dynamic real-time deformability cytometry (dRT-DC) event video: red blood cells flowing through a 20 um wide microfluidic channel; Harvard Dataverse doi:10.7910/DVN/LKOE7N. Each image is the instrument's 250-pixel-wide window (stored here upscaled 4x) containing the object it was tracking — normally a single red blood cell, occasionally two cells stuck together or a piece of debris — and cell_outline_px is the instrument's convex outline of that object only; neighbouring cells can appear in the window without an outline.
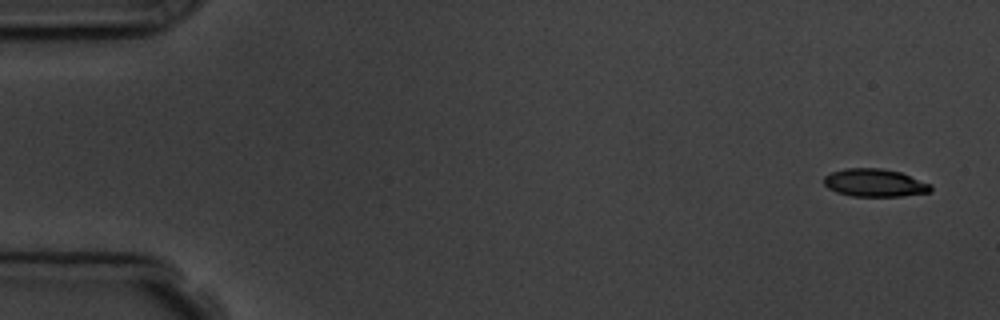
{"species": "common noctule bat (a hibernating species)", "species_latin": "Nyctalus noctula", "temperature_condition": "room temperature", "stored_images_in_passage": 5, "camera_frame_rate_fps": 3000, "um_per_image_px": 0.085, "animal": {"sex": "male", "body_mass_g": 19.5, "forearm_length_mm": 54.6}, "frame": {"image": 1, "passage_image": 1, "time_ms": 0.0, "image_size_px": [1000, 320], "cell_outline_px": [[932, 192], [904, 196], [852, 196], [836, 192], [828, 188], [824, 184], [824, 176], [832, 172], [844, 168], [880, 168], [900, 172], [932, 184]], "centroid_in_image_um": [74.37, 15.54], "position_along_channel_um": 10.6, "area_um2": 17.46}}
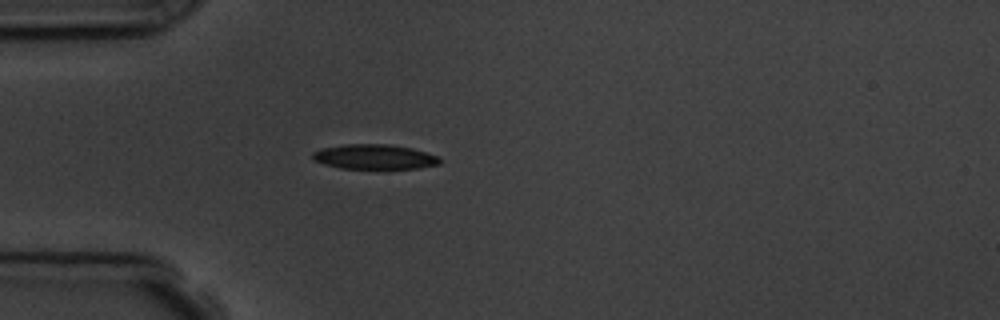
{"frame": {"image": 2, "passage_image": 5, "time_ms": 4.333, "image_size_px": [1000, 320], "cell_outline_px": [[440, 164], [416, 168], [340, 168], [324, 164], [312, 160], [312, 152], [320, 148], [344, 144], [388, 144], [412, 148], [440, 156]], "centroid_in_image_um": [31.8, 13.32], "position_along_channel_um": 53.2, "area_um2": 18.44}}